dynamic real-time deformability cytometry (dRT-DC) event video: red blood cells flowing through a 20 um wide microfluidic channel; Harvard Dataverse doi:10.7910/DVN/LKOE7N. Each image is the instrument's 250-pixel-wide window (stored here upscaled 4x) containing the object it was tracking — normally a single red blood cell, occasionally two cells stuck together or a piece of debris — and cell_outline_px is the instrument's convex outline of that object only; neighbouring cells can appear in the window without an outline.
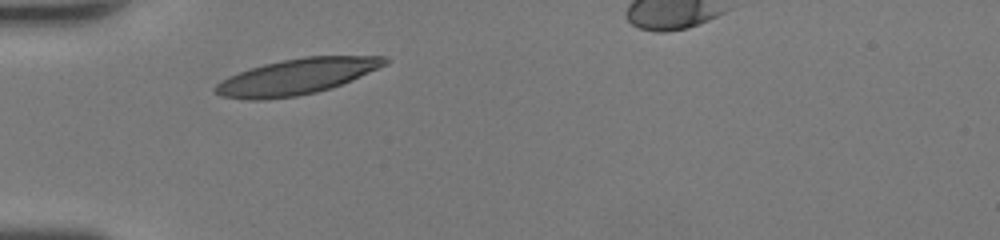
{"species": "human", "species_latin": "Homo sapiens", "temperature_condition": "room temperature", "stored_images_in_passage": 26, "camera_frame_rate_fps": 3000, "um_per_image_px": 0.085, "donor": {"sex": "female"}, "frame": {"image": 1, "passage_image": 1, "time_ms": 0.0, "image_size_px": [1000, 240], "cell_outline_px": [[388, 64], [352, 80], [316, 92], [296, 96], [264, 100], [248, 100], [220, 96], [212, 88], [220, 80], [228, 76], [264, 64], [284, 60], [308, 56], [384, 56], [388, 60]], "centroid_in_image_um": [25.19, 6.52], "position_along_channel_um": 59.8, "area_um2": 35.03}}
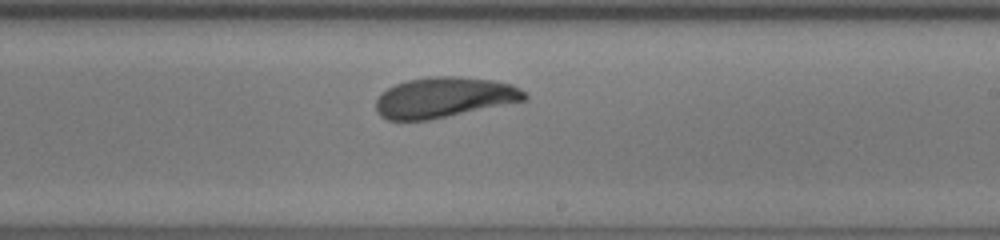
{"frame": {"image": 2, "passage_image": 15, "time_ms": 4.667, "image_size_px": [1000, 240], "cell_outline_px": [[528, 100], [428, 120], [388, 120], [380, 116], [376, 112], [376, 100], [388, 88], [396, 84], [408, 80], [432, 76], [456, 76], [492, 80], [512, 84], [520, 88], [528, 96]], "centroid_in_image_um": [37.77, 8.28], "position_along_channel_um": 251.2, "area_um2": 34.91}}
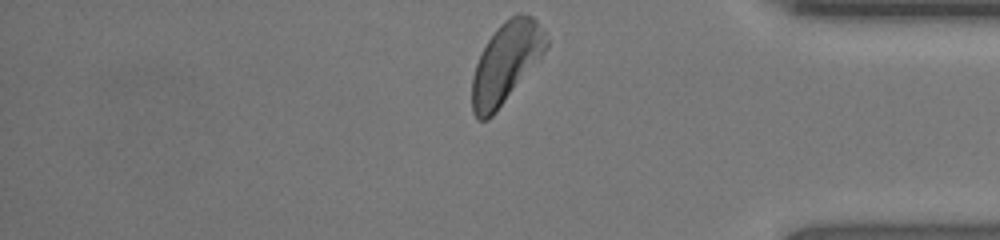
{"frame": {"image": 3, "passage_image": 26, "time_ms": 8.333, "image_size_px": [1000, 240], "cell_outline_px": [[548, 44], [544, 52], [496, 112], [488, 120], [480, 120], [472, 112], [472, 76], [476, 64], [488, 40], [496, 28], [504, 20], [520, 12], [532, 16], [536, 20], [544, 32], [548, 40]], "centroid_in_image_um": [42.99, 5.32], "position_along_channel_um": 392.2, "area_um2": 34.16}, "authors_computed_cell_mechanics": {"area_um2": 34.7956, "velocity_mm_per_s": 4.2954, "shape_relaxation_time_tau1_ms": 2.6598, "shape_relaxation_time_tau2_ms": 1.8168, "deformation_change_tau1": 0.1304, "deformation_change_tau2": 0.0899}}